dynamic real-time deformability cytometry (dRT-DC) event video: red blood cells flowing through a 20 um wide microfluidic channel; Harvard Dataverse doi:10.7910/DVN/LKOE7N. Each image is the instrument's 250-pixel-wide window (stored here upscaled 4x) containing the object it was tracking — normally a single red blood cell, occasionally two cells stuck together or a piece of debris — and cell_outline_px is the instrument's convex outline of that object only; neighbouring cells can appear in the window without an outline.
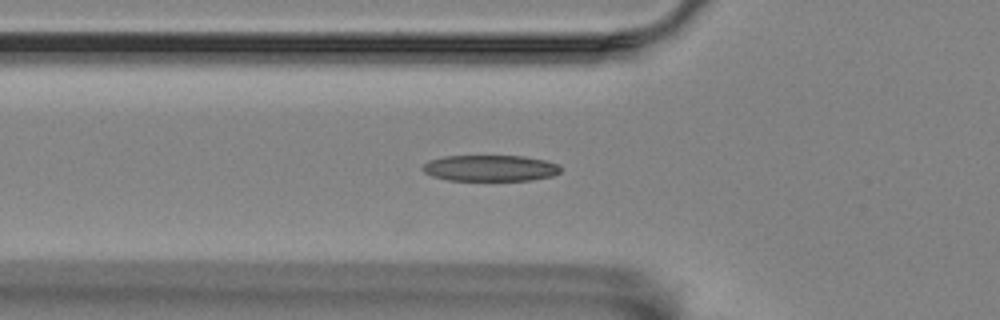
{"species": "Egyptian fruit bat (a non-hibernating species)", "species_latin": "Rousettus aegyptiacus", "temperature_condition": "room temperature", "stored_images_in_passage": 35, "camera_frame_rate_fps": 3000, "um_per_image_px": 0.085, "animal": {"sex": "female"}, "frame": {"image": 1, "passage_image": 4, "time_ms": 1.0, "image_size_px": [1000, 320], "cell_outline_px": [[560, 172], [552, 176], [532, 180], [448, 180], [432, 176], [424, 172], [420, 168], [428, 160], [444, 156], [524, 156], [544, 160], [560, 164]], "centroid_in_image_um": [41.65, 14.29], "position_along_channel_um": 84.1, "area_um2": 21.1}}
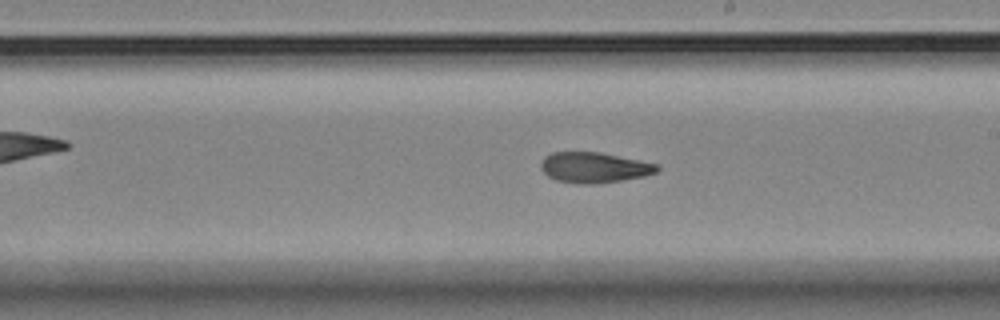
{"frame": {"image": 2, "passage_image": 17, "time_ms": 5.333, "image_size_px": [1000, 320], "cell_outline_px": [[660, 168], [656, 172], [644, 176], [596, 184], [576, 184], [556, 180], [548, 176], [540, 168], [540, 164], [544, 156], [552, 152], [600, 152], [656, 164]], "centroid_in_image_um": [50.45, 14.24], "position_along_channel_um": 238.6, "area_um2": 20.58}}
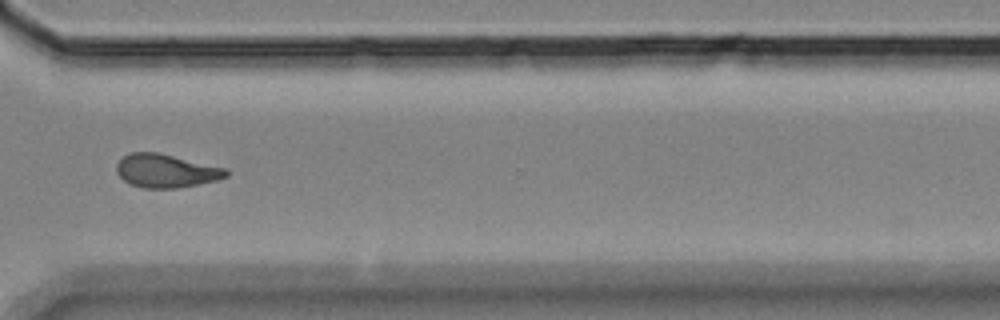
{"frame": {"image": 3, "passage_image": 27, "time_ms": 8.667, "image_size_px": [1000, 320], "cell_outline_px": [[228, 176], [216, 180], [176, 188], [144, 188], [128, 184], [116, 172], [116, 164], [124, 156], [132, 152], [156, 152], [228, 168]], "centroid_in_image_um": [14.1, 14.52], "position_along_channel_um": 356.5, "area_um2": 21.27}, "authors_computed_cell_mechanics": {"area_um2": 20.6924, "velocity_mm_per_s": 3.538, "shape_relaxation_time_tau1_ms": null, "shape_relaxation_time_tau2_ms": 4.9278, "deformation_change_tau1": null, "deformation_change_tau2": 0.1298}}